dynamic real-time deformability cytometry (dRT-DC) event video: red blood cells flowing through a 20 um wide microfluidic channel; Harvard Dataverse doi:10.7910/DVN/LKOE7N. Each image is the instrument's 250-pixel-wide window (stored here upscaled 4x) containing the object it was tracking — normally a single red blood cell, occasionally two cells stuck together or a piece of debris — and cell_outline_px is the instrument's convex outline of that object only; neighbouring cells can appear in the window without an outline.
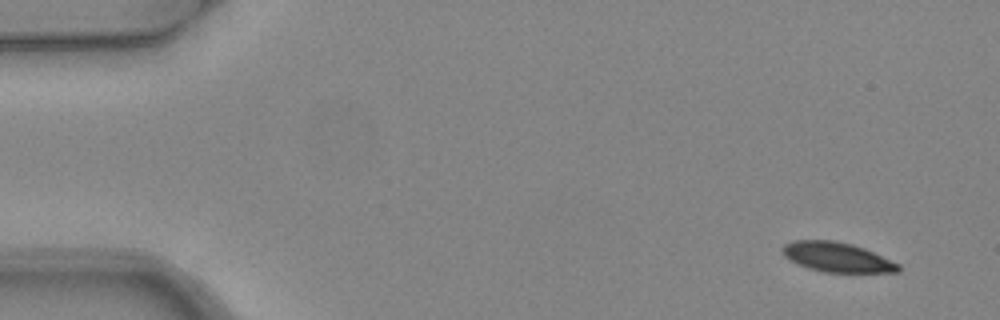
{"species": "common noctule bat (a hibernating species)", "species_latin": "Nyctalus noctula", "temperature_condition": "warm", "stored_images_in_passage": 4, "camera_frame_rate_fps": 3000, "um_per_image_px": 0.085, "animal": {"sex": "female", "body_mass_g": 24.6, "forearm_length_mm": 56.2}, "frame": {"image": 1, "passage_image": 1, "time_ms": 0.0, "image_size_px": [1000, 320], "cell_outline_px": [[900, 272], [824, 272], [808, 268], [784, 256], [780, 248], [784, 244], [792, 240], [836, 240], [852, 244], [864, 248], [900, 264]], "centroid_in_image_um": [71.14, 21.84], "position_along_channel_um": 13.9, "area_um2": 20.0}}
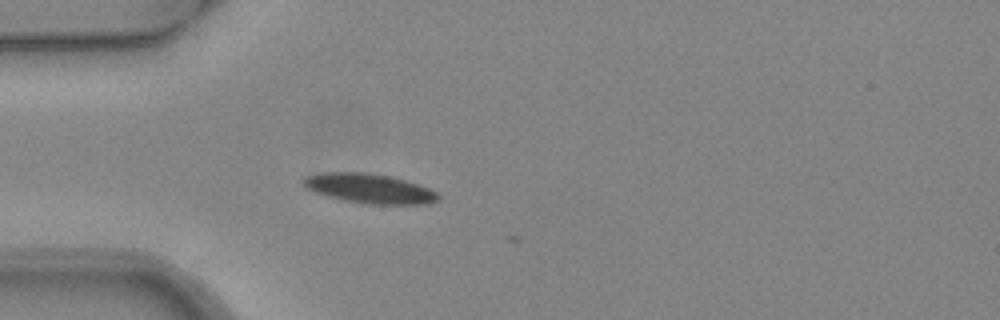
{"frame": {"image": 2, "passage_image": 4, "time_ms": 1.0, "image_size_px": [1000, 320], "cell_outline_px": [[440, 200], [428, 204], [368, 204], [344, 200], [328, 196], [304, 188], [300, 180], [304, 176], [320, 172], [364, 172], [388, 176], [404, 180], [428, 188], [436, 192], [440, 196]], "centroid_in_image_um": [31.34, 16.02], "position_along_channel_um": 53.7, "area_um2": 23.29}}